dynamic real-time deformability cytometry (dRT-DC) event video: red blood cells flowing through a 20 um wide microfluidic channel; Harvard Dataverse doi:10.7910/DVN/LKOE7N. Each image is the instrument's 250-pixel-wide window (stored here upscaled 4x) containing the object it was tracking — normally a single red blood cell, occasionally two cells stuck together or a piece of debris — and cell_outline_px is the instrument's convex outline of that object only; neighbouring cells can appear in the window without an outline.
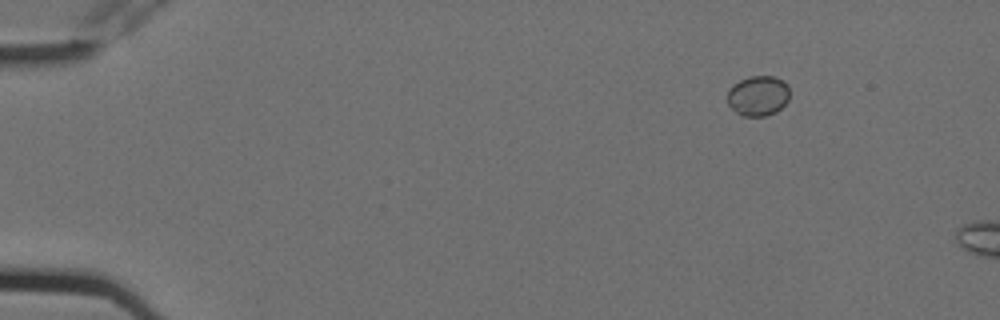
{"species": "Egyptian fruit bat (a non-hibernating species)", "species_latin": "Rousettus aegyptiacus", "temperature_condition": "cold", "stored_images_in_passage": 3, "camera_frame_rate_fps": 3000, "um_per_image_px": 0.085, "animal": {"sex": "female"}, "frame": {"image": 1, "passage_image": 1, "time_ms": 0.0, "image_size_px": [1000, 320], "cell_outline_px": [[788, 100], [776, 112], [764, 116], [740, 116], [728, 104], [728, 88], [732, 84], [748, 76], [772, 76], [784, 80], [788, 84]], "centroid_in_image_um": [64.42, 8.13], "position_along_channel_um": 20.6, "area_um2": 14.68}}